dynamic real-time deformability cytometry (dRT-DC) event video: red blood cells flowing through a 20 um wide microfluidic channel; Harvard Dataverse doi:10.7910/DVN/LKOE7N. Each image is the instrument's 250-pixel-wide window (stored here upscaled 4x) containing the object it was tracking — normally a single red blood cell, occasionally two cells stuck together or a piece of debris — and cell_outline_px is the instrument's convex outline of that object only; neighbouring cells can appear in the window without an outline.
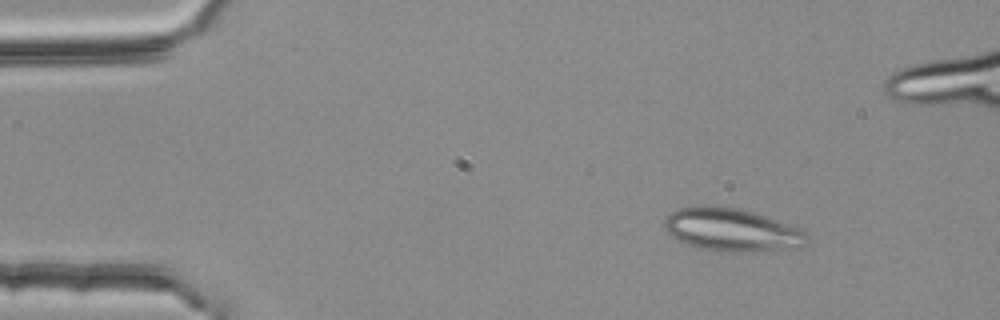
{"species": "common noctule bat (a hibernating species)", "species_latin": "Nyctalus noctula", "temperature_condition": "room temperature", "stored_images_in_passage": 2, "camera_frame_rate_fps": 3000, "um_per_image_px": 0.085, "animal": {"sex": "female", "body_mass_g": 25.1}, "frame": {"image": 1, "passage_image": 1, "time_ms": 0.0, "image_size_px": [1000, 320], "cell_outline_px": [[808, 236], [804, 244], [800, 248], [752, 252], [732, 252], [700, 248], [676, 240], [664, 228], [664, 220], [672, 212], [680, 208], [696, 204], [712, 204], [736, 208], [752, 212], [792, 224], [800, 228]], "centroid_in_image_um": [62.2, 19.52], "position_along_channel_um": 22.8, "area_um2": 36.07}}